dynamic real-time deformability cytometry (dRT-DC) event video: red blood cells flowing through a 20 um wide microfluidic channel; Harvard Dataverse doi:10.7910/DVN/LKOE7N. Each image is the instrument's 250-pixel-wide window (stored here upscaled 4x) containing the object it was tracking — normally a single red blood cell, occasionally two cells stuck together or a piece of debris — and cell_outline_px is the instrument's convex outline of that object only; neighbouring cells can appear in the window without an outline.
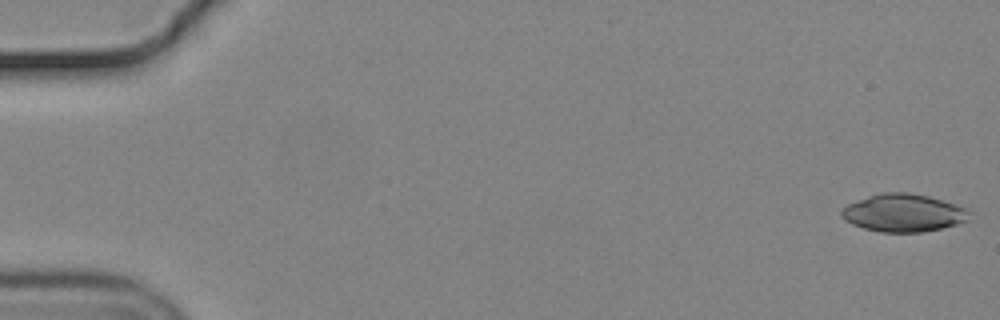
{"species": "common noctule bat (a hibernating species)", "species_latin": "Nyctalus noctula", "temperature_condition": "cold", "stored_images_in_passage": 55, "camera_frame_rate_fps": 3000, "um_per_image_px": 0.085, "animal": {"sex": "male", "body_mass_g": 19.2, "forearm_length_mm": 51.8}, "frame": {"image": 1, "passage_image": 1, "time_ms": 0.0, "image_size_px": [1000, 320], "cell_outline_px": [[972, 212], [968, 220], [956, 224], [940, 228], [920, 232], [880, 232], [864, 228], [852, 224], [844, 220], [840, 216], [840, 212], [848, 204], [868, 196], [880, 192], [908, 192], [928, 196], [968, 208]], "centroid_in_image_um": [76.79, 18.09], "position_along_channel_um": 8.2, "area_um2": 28.15}}
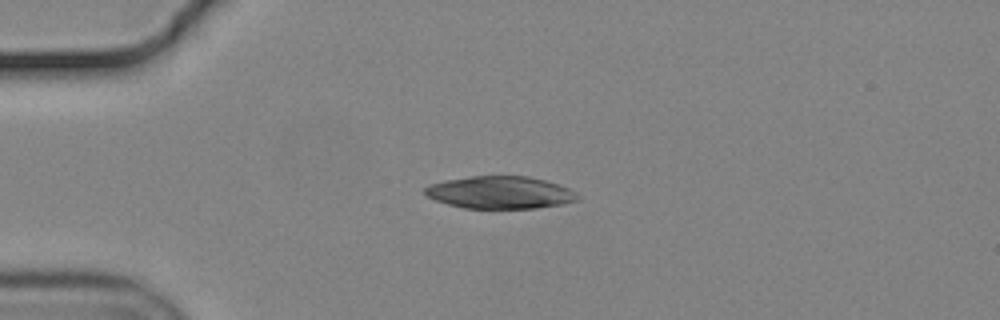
{"frame": {"image": 2, "passage_image": 14, "time_ms": 4.333, "image_size_px": [1000, 320], "cell_outline_px": [[580, 196], [576, 200], [560, 204], [536, 208], [464, 208], [448, 204], [436, 200], [428, 196], [424, 192], [424, 188], [428, 184], [444, 180], [468, 176], [528, 176], [560, 184], [576, 192]], "centroid_in_image_um": [42.49, 16.35], "position_along_channel_um": 42.5, "area_um2": 28.84}}